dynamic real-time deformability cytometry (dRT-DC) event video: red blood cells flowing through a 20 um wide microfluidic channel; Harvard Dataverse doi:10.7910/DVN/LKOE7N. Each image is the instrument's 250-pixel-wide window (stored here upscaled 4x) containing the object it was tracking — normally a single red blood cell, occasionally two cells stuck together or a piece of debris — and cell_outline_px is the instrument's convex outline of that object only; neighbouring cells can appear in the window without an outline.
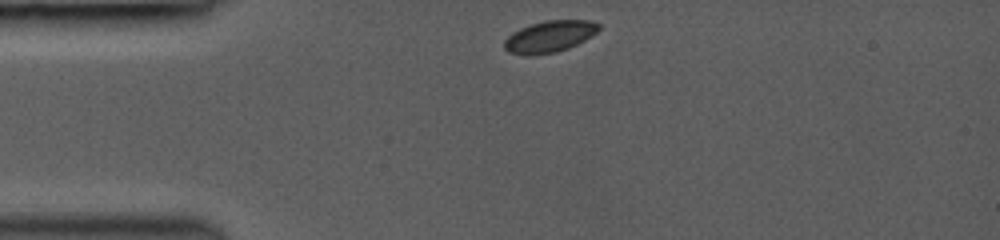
{"species": "common noctule bat (a hibernating species)", "species_latin": "Nyctalus noctula", "temperature_condition": "room temperature", "stored_images_in_passage": 13, "camera_frame_rate_fps": 3000, "um_per_image_px": 0.085, "animal": {"sex": "female", "body_mass_g": 19.0, "forearm_length_mm": 53.3}, "frame": {"image": 1, "passage_image": 1, "time_ms": 0.0, "image_size_px": [1000, 240], "cell_outline_px": [[600, 28], [592, 36], [568, 48], [556, 52], [528, 56], [508, 52], [504, 48], [504, 40], [512, 32], [520, 28], [544, 20], [588, 20], [600, 24]], "centroid_in_image_um": [46.69, 3.1], "position_along_channel_um": 38.3, "area_um2": 17.4}}
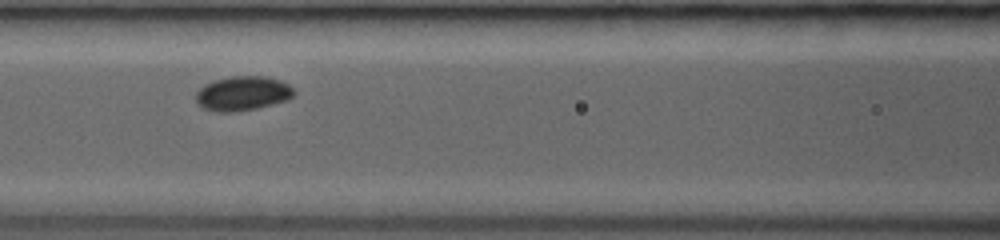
{"frame": {"image": 2, "passage_image": 9, "time_ms": 3.333, "image_size_px": [1000, 240], "cell_outline_px": [[296, 92], [288, 100], [256, 108], [236, 112], [220, 112], [200, 108], [196, 104], [196, 92], [204, 84], [212, 80], [232, 76], [264, 76], [280, 80], [288, 84]], "centroid_in_image_um": [20.59, 7.94], "position_along_channel_um": 146.0, "area_um2": 19.88}}
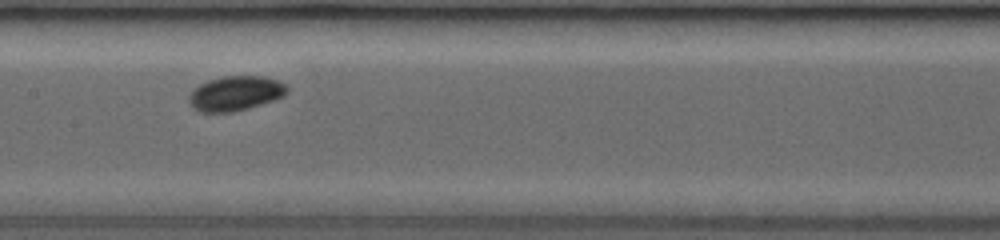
{"frame": {"image": 3, "passage_image": 12, "time_ms": 4.333, "image_size_px": [1000, 240], "cell_outline_px": [[288, 92], [284, 96], [248, 108], [232, 112], [200, 112], [192, 108], [188, 100], [188, 96], [200, 84], [208, 80], [224, 76], [264, 76], [276, 80], [284, 84], [288, 88]], "centroid_in_image_um": [19.99, 7.94], "position_along_channel_um": 187.4, "area_um2": 19.71}}